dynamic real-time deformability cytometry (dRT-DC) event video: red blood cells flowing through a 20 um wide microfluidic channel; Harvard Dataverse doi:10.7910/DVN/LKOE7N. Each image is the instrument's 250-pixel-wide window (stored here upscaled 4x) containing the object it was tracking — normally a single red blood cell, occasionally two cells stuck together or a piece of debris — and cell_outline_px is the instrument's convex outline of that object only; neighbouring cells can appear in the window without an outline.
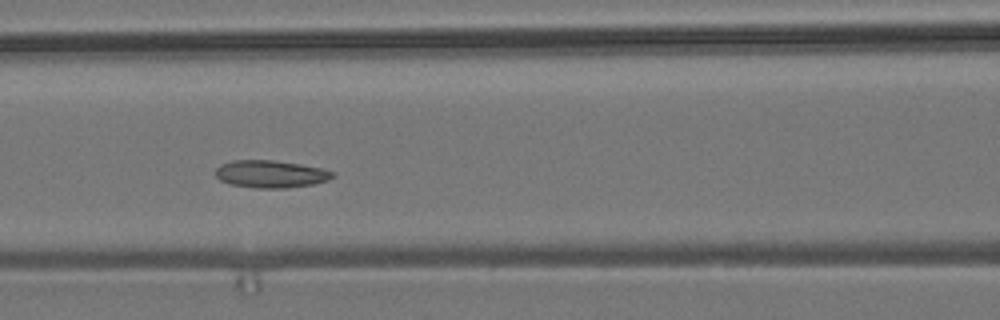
{"species": "common noctule bat (a hibernating species)", "species_latin": "Nyctalus noctula", "temperature_condition": "room temperature", "stored_images_in_passage": 13, "segment_of_instrument_passage": [1, 2], "camera_frame_rate_fps": 3000, "um_per_image_px": 0.085, "animal": {"sex": "male", "body_mass_g": 19.2, "forearm_length_mm": 51.8}, "frame": {"image": 1, "passage_image": 6, "time_ms": 1.667, "image_size_px": [1000, 320], "cell_outline_px": [[336, 176], [328, 180], [312, 184], [288, 188], [256, 188], [228, 184], [220, 180], [216, 176], [216, 168], [220, 164], [232, 160], [272, 160], [300, 164], [324, 168], [336, 172]], "centroid_in_image_um": [23.03, 14.79], "position_along_channel_um": 143.6, "area_um2": 18.96}}
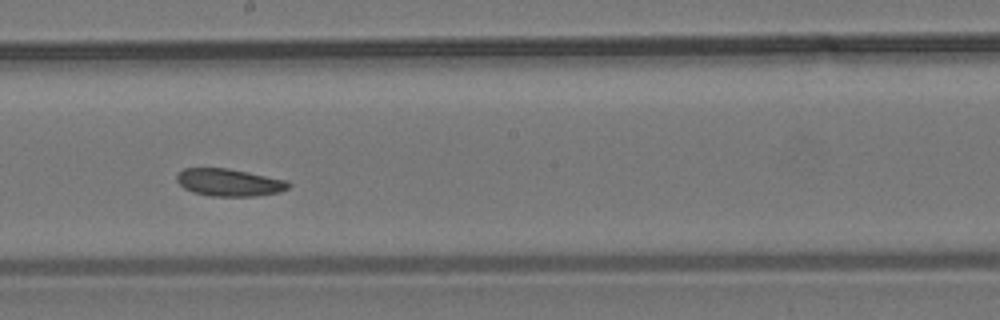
{"frame": {"image": 2, "passage_image": 8, "time_ms": 2.333, "image_size_px": [1000, 320], "cell_outline_px": [[292, 184], [288, 188], [280, 192], [256, 196], [212, 196], [192, 192], [184, 188], [176, 180], [176, 176], [184, 168], [228, 168], [288, 180]], "centroid_in_image_um": [19.51, 15.51], "position_along_channel_um": 228.7, "area_um2": 17.92}}
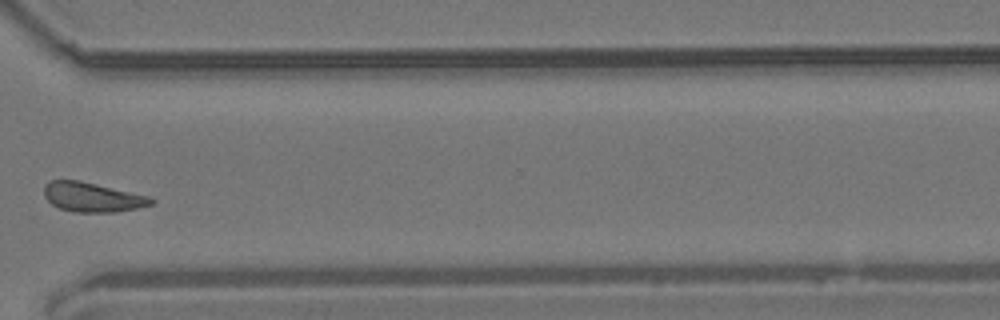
{"frame": {"image": 3, "passage_image": 11, "time_ms": 3.333, "image_size_px": [1000, 320], "cell_outline_px": [[156, 200], [152, 204], [136, 208], [116, 212], [76, 212], [60, 208], [52, 204], [44, 196], [44, 184], [48, 180], [80, 180], [148, 196]], "centroid_in_image_um": [7.82, 16.75], "position_along_channel_um": 362.8, "area_um2": 18.32}}